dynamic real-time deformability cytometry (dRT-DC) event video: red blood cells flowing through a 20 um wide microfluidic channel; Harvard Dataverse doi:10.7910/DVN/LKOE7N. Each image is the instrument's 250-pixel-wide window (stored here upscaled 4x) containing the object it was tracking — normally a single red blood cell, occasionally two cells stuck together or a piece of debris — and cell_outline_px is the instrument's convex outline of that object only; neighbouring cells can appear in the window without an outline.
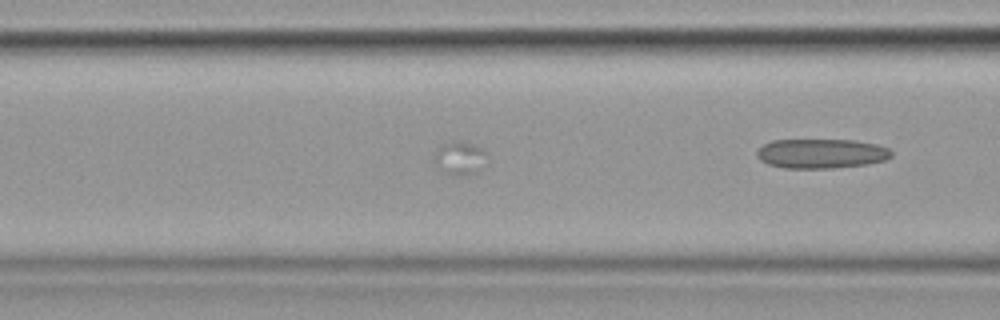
{"species": "common noctule bat (a hibernating species)", "species_latin": "Nyctalus noctula", "temperature_condition": "cold", "stored_images_in_passage": 10, "segment_of_instrument_passage": [2, 2], "camera_frame_rate_fps": 3000, "um_per_image_px": 0.085, "animal": {"sex": "female", "body_mass_g": 19.9}, "frame": {"image": 1, "passage_image": 10, "time_ms": 3.0, "image_size_px": [1000, 320], "cell_outline_px": [[892, 156], [884, 160], [868, 164], [832, 168], [784, 168], [768, 164], [760, 160], [756, 156], [756, 152], [764, 144], [772, 140], [856, 140], [876, 144], [888, 148], [892, 152]], "centroid_in_image_um": [69.8, 13.05], "position_along_channel_um": 96.8, "area_um2": 23.18}}